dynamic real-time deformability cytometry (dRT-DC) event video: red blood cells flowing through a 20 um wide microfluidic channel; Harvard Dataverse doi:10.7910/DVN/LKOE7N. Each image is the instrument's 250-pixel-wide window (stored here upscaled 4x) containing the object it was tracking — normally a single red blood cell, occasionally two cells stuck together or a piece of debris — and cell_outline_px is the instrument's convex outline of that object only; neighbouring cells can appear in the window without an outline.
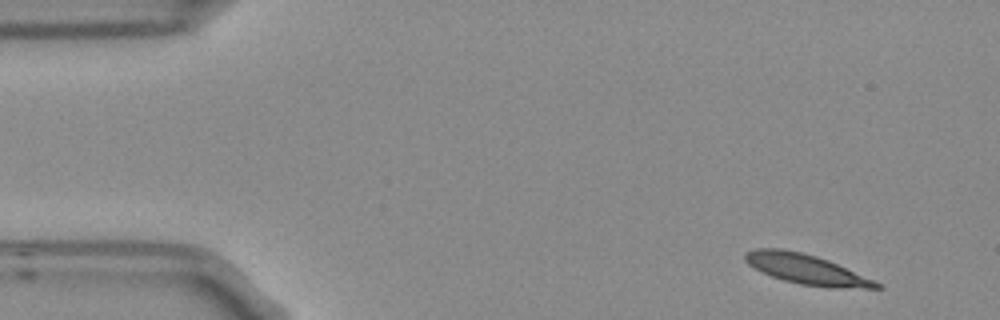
{"species": "Egyptian fruit bat (a non-hibernating species)", "species_latin": "Rousettus aegyptiacus", "temperature_condition": "room temperature", "stored_images_in_passage": 4, "camera_frame_rate_fps": 3000, "um_per_image_px": 0.085, "frame": {"image": 1, "passage_image": 1, "time_ms": 0.0, "image_size_px": [1000, 320], "cell_outline_px": [[884, 288], [828, 288], [800, 284], [784, 280], [772, 276], [748, 264], [744, 260], [744, 252], [756, 248], [780, 248], [800, 252], [816, 256], [828, 260], [884, 284]], "centroid_in_image_um": [68.57, 22.89], "position_along_channel_um": 16.4, "area_um2": 22.89}}
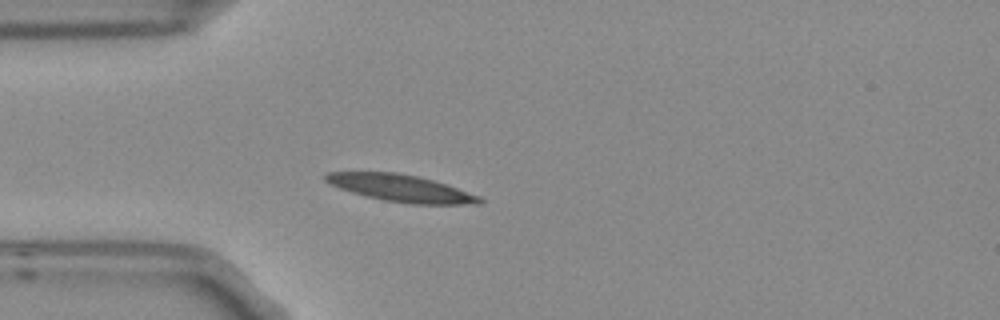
{"frame": {"image": 2, "passage_image": 4, "time_ms": 1.0, "image_size_px": [1000, 320], "cell_outline_px": [[484, 200], [480, 204], [412, 204], [384, 200], [364, 196], [328, 184], [324, 180], [324, 176], [328, 172], [396, 172], [416, 176], [432, 180], [480, 196]], "centroid_in_image_um": [34.04, 16.0], "position_along_channel_um": 51.0, "area_um2": 24.04}}